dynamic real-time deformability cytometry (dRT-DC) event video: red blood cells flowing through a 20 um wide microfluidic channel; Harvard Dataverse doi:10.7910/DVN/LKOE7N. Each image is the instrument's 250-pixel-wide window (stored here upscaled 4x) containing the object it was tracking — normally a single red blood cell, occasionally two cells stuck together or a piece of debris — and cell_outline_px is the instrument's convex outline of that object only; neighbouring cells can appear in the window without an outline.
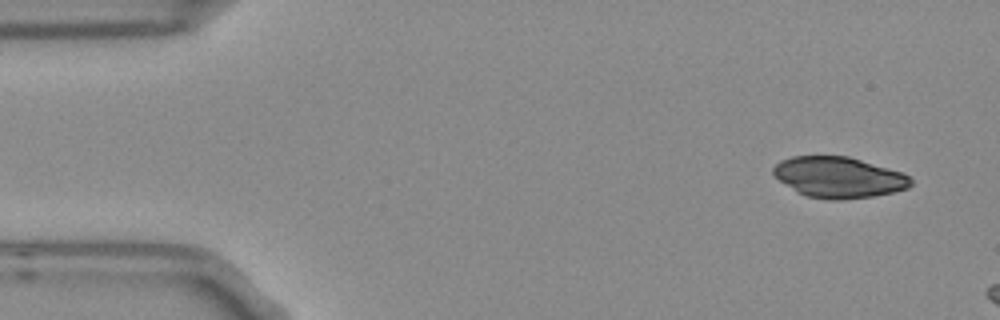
{"species": "Egyptian fruit bat (a non-hibernating species)", "species_latin": "Rousettus aegyptiacus", "temperature_condition": "room temperature", "stored_images_in_passage": 4, "camera_frame_rate_fps": 3000, "um_per_image_px": 0.085, "frame": {"image": 1, "passage_image": 1, "time_ms": 0.0, "image_size_px": [1000, 320], "cell_outline_px": [[912, 184], [908, 188], [892, 192], [872, 196], [840, 200], [828, 200], [808, 196], [796, 192], [780, 180], [772, 172], [772, 168], [780, 160], [792, 156], [848, 156], [904, 172], [912, 180]], "centroid_in_image_um": [71.3, 15.06], "position_along_channel_um": 13.7, "area_um2": 32.77}}